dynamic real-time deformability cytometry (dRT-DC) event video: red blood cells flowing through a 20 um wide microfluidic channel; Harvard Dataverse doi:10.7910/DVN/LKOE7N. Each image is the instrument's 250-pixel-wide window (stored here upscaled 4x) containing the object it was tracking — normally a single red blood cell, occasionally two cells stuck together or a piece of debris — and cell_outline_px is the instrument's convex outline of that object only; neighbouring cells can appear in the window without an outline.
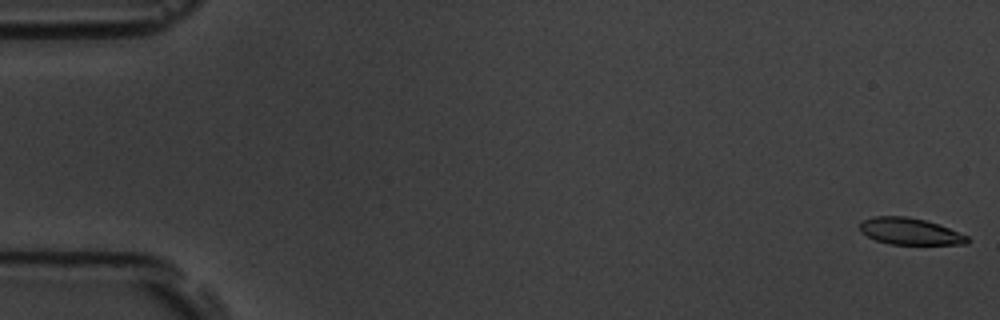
{"species": "common noctule bat (a hibernating species)", "species_latin": "Nyctalus noctula", "temperature_condition": "room temperature", "stored_images_in_passage": 5, "camera_frame_rate_fps": 3000, "um_per_image_px": 0.085, "animal": {"sex": "male", "body_mass_g": 19.5, "forearm_length_mm": 54.6}, "frame": {"image": 1, "passage_image": 1, "time_ms": 0.0, "image_size_px": [1000, 320], "cell_outline_px": [[968, 244], [888, 244], [876, 240], [860, 232], [860, 224], [864, 220], [872, 216], [908, 216], [924, 220], [948, 228], [968, 236]], "centroid_in_image_um": [77.31, 19.66], "position_along_channel_um": 7.7, "area_um2": 16.53}}
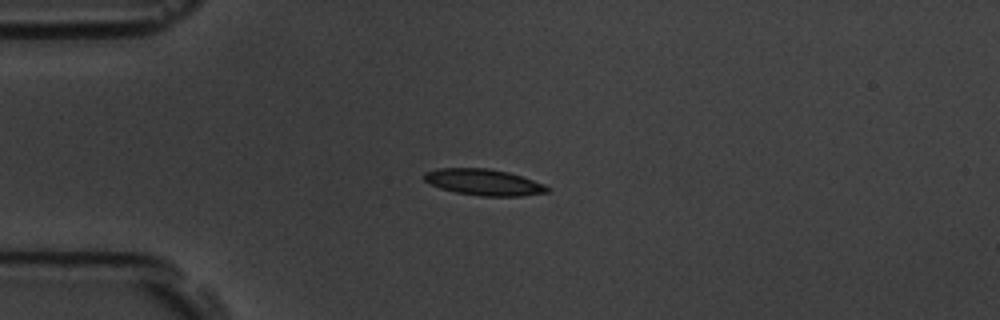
{"frame": {"image": 2, "passage_image": 5, "time_ms": 4.667, "image_size_px": [1000, 320], "cell_outline_px": [[552, 188], [548, 192], [520, 196], [480, 196], [456, 192], [440, 188], [424, 180], [424, 172], [436, 168], [488, 168], [508, 172], [544, 184]], "centroid_in_image_um": [41.12, 15.48], "position_along_channel_um": 43.9, "area_um2": 18.79}}